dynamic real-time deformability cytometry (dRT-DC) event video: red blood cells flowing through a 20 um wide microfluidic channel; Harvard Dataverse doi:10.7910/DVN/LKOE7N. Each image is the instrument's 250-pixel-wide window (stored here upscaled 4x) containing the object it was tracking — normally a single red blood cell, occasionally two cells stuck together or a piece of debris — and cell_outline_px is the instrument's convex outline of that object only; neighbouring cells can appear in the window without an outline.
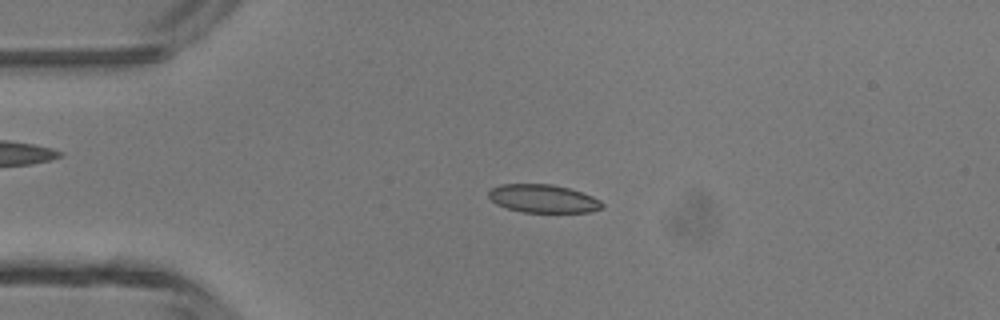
{"species": "common noctule bat (a hibernating species)", "species_latin": "Nyctalus noctula", "temperature_condition": "room temperature", "stored_images_in_passage": 46, "camera_frame_rate_fps": 3000, "um_per_image_px": 0.085, "animal": {"sex": "male", "body_mass_g": 13.3}, "frame": {"image": 1, "passage_image": 10, "time_ms": 3.0, "image_size_px": [1000, 320], "cell_outline_px": [[604, 208], [588, 212], [524, 212], [508, 208], [496, 204], [488, 196], [488, 192], [492, 188], [500, 184], [552, 184], [568, 188], [592, 196], [600, 200], [604, 204]], "centroid_in_image_um": [46.17, 16.88], "position_along_channel_um": 38.8, "area_um2": 18.55}}
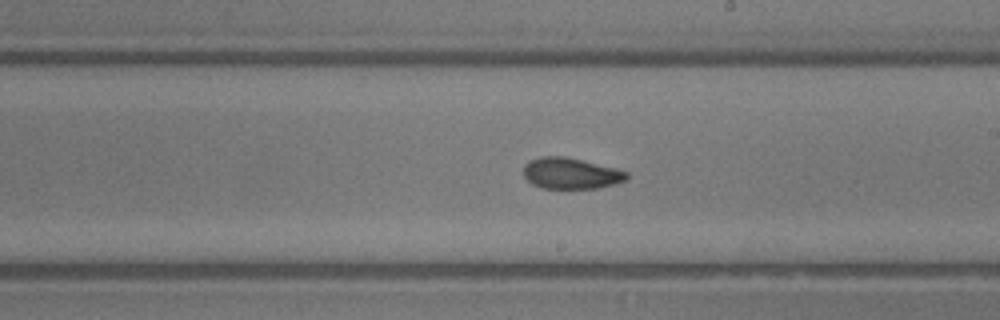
{"frame": {"image": 2, "passage_image": 26, "time_ms": 8.333, "image_size_px": [1000, 320], "cell_outline_px": [[628, 176], [624, 180], [616, 184], [600, 188], [540, 188], [532, 184], [524, 176], [524, 164], [528, 160], [540, 156], [564, 156], [616, 168], [628, 172]], "centroid_in_image_um": [48.5, 14.73], "position_along_channel_um": 240.5, "area_um2": 18.79}}
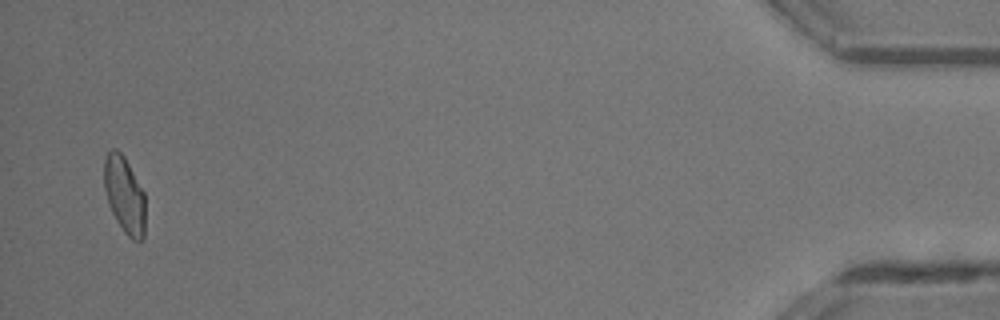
{"frame": {"image": 3, "passage_image": 45, "time_ms": 14.667, "image_size_px": [1000, 320], "cell_outline_px": [[144, 236], [140, 240], [132, 240], [124, 232], [116, 220], [108, 204], [104, 188], [104, 160], [108, 152], [112, 148], [116, 148], [124, 156], [144, 192]], "centroid_in_image_um": [10.56, 16.55], "position_along_channel_um": 424.6, "area_um2": 18.32}, "authors_computed_cell_mechanics": {"area_um2": 18.6405, "velocity_mm_per_s": 4.3484, "shape_relaxation_time_tau1_ms": 8.6529, "shape_relaxation_time_tau2_ms": 1.7305, "deformation_change_tau1": 0.1939, "deformation_change_tau2": 0.0569}}